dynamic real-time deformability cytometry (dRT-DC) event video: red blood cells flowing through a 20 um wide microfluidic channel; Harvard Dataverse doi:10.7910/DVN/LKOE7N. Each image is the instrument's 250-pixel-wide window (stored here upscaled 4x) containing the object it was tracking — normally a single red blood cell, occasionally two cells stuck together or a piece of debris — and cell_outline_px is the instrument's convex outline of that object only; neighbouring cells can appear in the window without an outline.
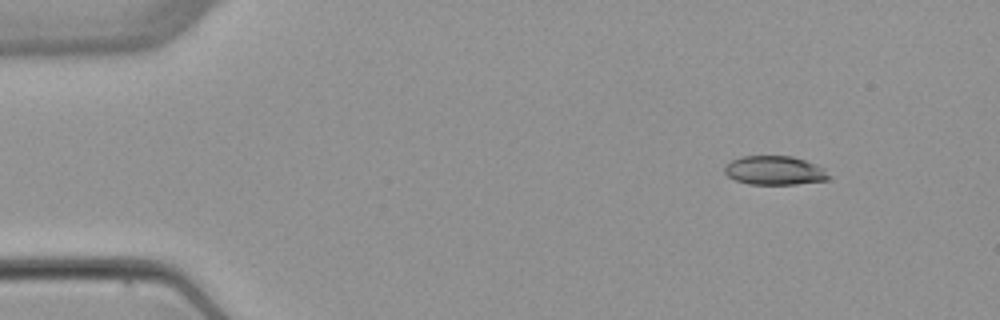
{"species": "common noctule bat (a hibernating species)", "species_latin": "Nyctalus noctula", "temperature_condition": "warm", "stored_images_in_passage": 4, "camera_frame_rate_fps": 3000, "um_per_image_px": 0.085, "animal": {"sex": "female", "body_mass_g": 22.7, "forearm_length_mm": 54.2}, "frame": {"image": 1, "passage_image": 1, "time_ms": 0.0, "image_size_px": [1000, 320], "cell_outline_px": [[832, 176], [828, 180], [796, 184], [748, 184], [736, 180], [728, 176], [724, 172], [724, 168], [732, 160], [744, 156], [792, 156], [816, 164], [824, 168]], "centroid_in_image_um": [65.89, 14.49], "position_along_channel_um": 19.1, "area_um2": 17.57}}
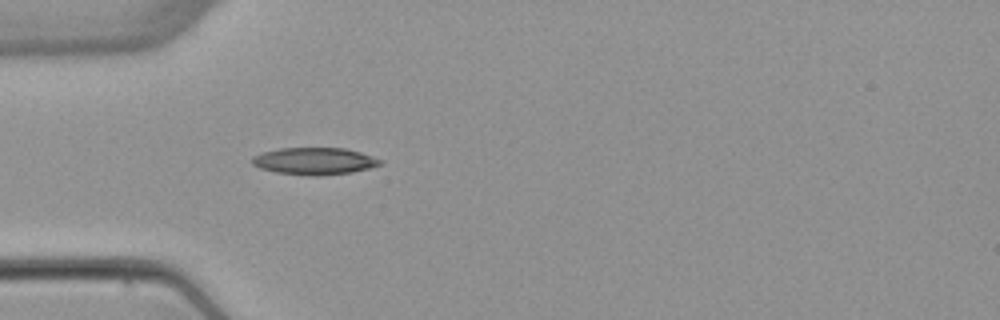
{"frame": {"image": 2, "passage_image": 4, "time_ms": 3.333, "image_size_px": [1000, 320], "cell_outline_px": [[384, 160], [380, 164], [368, 168], [352, 172], [312, 176], [276, 172], [260, 168], [252, 164], [252, 156], [264, 152], [280, 148], [344, 148], [360, 152]], "centroid_in_image_um": [26.72, 13.69], "position_along_channel_um": 58.3, "area_um2": 20.0}}